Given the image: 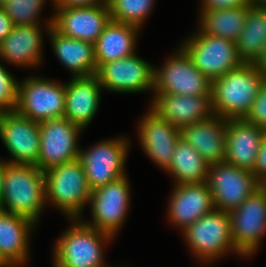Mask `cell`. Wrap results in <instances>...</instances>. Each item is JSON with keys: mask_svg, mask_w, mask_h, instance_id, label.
Segmentation results:
<instances>
[{"mask_svg": "<svg viewBox=\"0 0 266 267\" xmlns=\"http://www.w3.org/2000/svg\"><path fill=\"white\" fill-rule=\"evenodd\" d=\"M265 81V75L253 63H243L213 80V113L226 119L245 118Z\"/></svg>", "mask_w": 266, "mask_h": 267, "instance_id": "obj_1", "label": "cell"}, {"mask_svg": "<svg viewBox=\"0 0 266 267\" xmlns=\"http://www.w3.org/2000/svg\"><path fill=\"white\" fill-rule=\"evenodd\" d=\"M46 204L44 171L36 165L6 162L0 209L38 223Z\"/></svg>", "mask_w": 266, "mask_h": 267, "instance_id": "obj_2", "label": "cell"}, {"mask_svg": "<svg viewBox=\"0 0 266 267\" xmlns=\"http://www.w3.org/2000/svg\"><path fill=\"white\" fill-rule=\"evenodd\" d=\"M46 203L56 205L70 219H80L92 190L79 159L44 172Z\"/></svg>", "mask_w": 266, "mask_h": 267, "instance_id": "obj_3", "label": "cell"}, {"mask_svg": "<svg viewBox=\"0 0 266 267\" xmlns=\"http://www.w3.org/2000/svg\"><path fill=\"white\" fill-rule=\"evenodd\" d=\"M67 229L53 249V267H106L103 246L113 237L87 226L81 219H70Z\"/></svg>", "mask_w": 266, "mask_h": 267, "instance_id": "obj_4", "label": "cell"}, {"mask_svg": "<svg viewBox=\"0 0 266 267\" xmlns=\"http://www.w3.org/2000/svg\"><path fill=\"white\" fill-rule=\"evenodd\" d=\"M194 256L205 264L219 260L225 253L235 252L230 213L218 209L203 215L182 231Z\"/></svg>", "mask_w": 266, "mask_h": 267, "instance_id": "obj_5", "label": "cell"}, {"mask_svg": "<svg viewBox=\"0 0 266 267\" xmlns=\"http://www.w3.org/2000/svg\"><path fill=\"white\" fill-rule=\"evenodd\" d=\"M20 83L15 109L18 114L36 122L64 118L65 83L37 76L25 78Z\"/></svg>", "mask_w": 266, "mask_h": 267, "instance_id": "obj_6", "label": "cell"}, {"mask_svg": "<svg viewBox=\"0 0 266 267\" xmlns=\"http://www.w3.org/2000/svg\"><path fill=\"white\" fill-rule=\"evenodd\" d=\"M198 31L186 39L181 47L193 65L211 82L243 64L236 42Z\"/></svg>", "mask_w": 266, "mask_h": 267, "instance_id": "obj_7", "label": "cell"}, {"mask_svg": "<svg viewBox=\"0 0 266 267\" xmlns=\"http://www.w3.org/2000/svg\"><path fill=\"white\" fill-rule=\"evenodd\" d=\"M130 142L127 138L102 140L88 150L79 152L86 180L91 188L105 186L123 176Z\"/></svg>", "mask_w": 266, "mask_h": 267, "instance_id": "obj_8", "label": "cell"}, {"mask_svg": "<svg viewBox=\"0 0 266 267\" xmlns=\"http://www.w3.org/2000/svg\"><path fill=\"white\" fill-rule=\"evenodd\" d=\"M212 82L194 65L182 47L160 69L154 68L153 92L176 95H211Z\"/></svg>", "mask_w": 266, "mask_h": 267, "instance_id": "obj_9", "label": "cell"}, {"mask_svg": "<svg viewBox=\"0 0 266 267\" xmlns=\"http://www.w3.org/2000/svg\"><path fill=\"white\" fill-rule=\"evenodd\" d=\"M207 184L215 209L226 212L239 207L262 186L251 171L225 162L209 164Z\"/></svg>", "mask_w": 266, "mask_h": 267, "instance_id": "obj_10", "label": "cell"}, {"mask_svg": "<svg viewBox=\"0 0 266 267\" xmlns=\"http://www.w3.org/2000/svg\"><path fill=\"white\" fill-rule=\"evenodd\" d=\"M229 213L235 249L243 257L253 255L266 234V185Z\"/></svg>", "mask_w": 266, "mask_h": 267, "instance_id": "obj_11", "label": "cell"}, {"mask_svg": "<svg viewBox=\"0 0 266 267\" xmlns=\"http://www.w3.org/2000/svg\"><path fill=\"white\" fill-rule=\"evenodd\" d=\"M83 129L67 118L39 122L40 152L36 166L46 171L79 158L78 134Z\"/></svg>", "mask_w": 266, "mask_h": 267, "instance_id": "obj_12", "label": "cell"}, {"mask_svg": "<svg viewBox=\"0 0 266 267\" xmlns=\"http://www.w3.org/2000/svg\"><path fill=\"white\" fill-rule=\"evenodd\" d=\"M126 176L92 191L89 204L93 221L84 220L87 226L108 233L112 237L120 231L130 206V185Z\"/></svg>", "mask_w": 266, "mask_h": 267, "instance_id": "obj_13", "label": "cell"}, {"mask_svg": "<svg viewBox=\"0 0 266 267\" xmlns=\"http://www.w3.org/2000/svg\"><path fill=\"white\" fill-rule=\"evenodd\" d=\"M154 68L136 54L103 63L96 72L103 89L119 93L153 90Z\"/></svg>", "mask_w": 266, "mask_h": 267, "instance_id": "obj_14", "label": "cell"}, {"mask_svg": "<svg viewBox=\"0 0 266 267\" xmlns=\"http://www.w3.org/2000/svg\"><path fill=\"white\" fill-rule=\"evenodd\" d=\"M0 138L12 156L6 162L36 165L40 152L39 122L16 111L0 113Z\"/></svg>", "mask_w": 266, "mask_h": 267, "instance_id": "obj_15", "label": "cell"}, {"mask_svg": "<svg viewBox=\"0 0 266 267\" xmlns=\"http://www.w3.org/2000/svg\"><path fill=\"white\" fill-rule=\"evenodd\" d=\"M52 27L69 38L93 45L111 21L108 4L88 7H54Z\"/></svg>", "mask_w": 266, "mask_h": 267, "instance_id": "obj_16", "label": "cell"}, {"mask_svg": "<svg viewBox=\"0 0 266 267\" xmlns=\"http://www.w3.org/2000/svg\"><path fill=\"white\" fill-rule=\"evenodd\" d=\"M138 132L142 150L165 170L173 158L177 140L180 138V128L150 109L140 120Z\"/></svg>", "mask_w": 266, "mask_h": 267, "instance_id": "obj_17", "label": "cell"}, {"mask_svg": "<svg viewBox=\"0 0 266 267\" xmlns=\"http://www.w3.org/2000/svg\"><path fill=\"white\" fill-rule=\"evenodd\" d=\"M171 194L168 219L181 231L215 209L207 182L176 184Z\"/></svg>", "mask_w": 266, "mask_h": 267, "instance_id": "obj_18", "label": "cell"}, {"mask_svg": "<svg viewBox=\"0 0 266 267\" xmlns=\"http://www.w3.org/2000/svg\"><path fill=\"white\" fill-rule=\"evenodd\" d=\"M154 94L149 108L159 117L164 118L178 128L205 120L214 115L211 95Z\"/></svg>", "mask_w": 266, "mask_h": 267, "instance_id": "obj_19", "label": "cell"}, {"mask_svg": "<svg viewBox=\"0 0 266 267\" xmlns=\"http://www.w3.org/2000/svg\"><path fill=\"white\" fill-rule=\"evenodd\" d=\"M228 119L212 115L180 128V138L191 145L208 164L225 161Z\"/></svg>", "mask_w": 266, "mask_h": 267, "instance_id": "obj_20", "label": "cell"}, {"mask_svg": "<svg viewBox=\"0 0 266 267\" xmlns=\"http://www.w3.org/2000/svg\"><path fill=\"white\" fill-rule=\"evenodd\" d=\"M266 131L242 119H228L225 163L252 171Z\"/></svg>", "mask_w": 266, "mask_h": 267, "instance_id": "obj_21", "label": "cell"}, {"mask_svg": "<svg viewBox=\"0 0 266 267\" xmlns=\"http://www.w3.org/2000/svg\"><path fill=\"white\" fill-rule=\"evenodd\" d=\"M101 89L103 90L96 74L72 77L66 84L64 118L84 130L98 110Z\"/></svg>", "mask_w": 266, "mask_h": 267, "instance_id": "obj_22", "label": "cell"}, {"mask_svg": "<svg viewBox=\"0 0 266 267\" xmlns=\"http://www.w3.org/2000/svg\"><path fill=\"white\" fill-rule=\"evenodd\" d=\"M30 219L0 209V256L10 267H21L28 260Z\"/></svg>", "mask_w": 266, "mask_h": 267, "instance_id": "obj_23", "label": "cell"}, {"mask_svg": "<svg viewBox=\"0 0 266 267\" xmlns=\"http://www.w3.org/2000/svg\"><path fill=\"white\" fill-rule=\"evenodd\" d=\"M46 24L49 39L59 61L73 74V77L96 74L97 66L94 45L75 38L63 36L53 27V17Z\"/></svg>", "mask_w": 266, "mask_h": 267, "instance_id": "obj_24", "label": "cell"}, {"mask_svg": "<svg viewBox=\"0 0 266 267\" xmlns=\"http://www.w3.org/2000/svg\"><path fill=\"white\" fill-rule=\"evenodd\" d=\"M42 31L38 25H14L0 43V58L13 65L35 66L41 63Z\"/></svg>", "mask_w": 266, "mask_h": 267, "instance_id": "obj_25", "label": "cell"}, {"mask_svg": "<svg viewBox=\"0 0 266 267\" xmlns=\"http://www.w3.org/2000/svg\"><path fill=\"white\" fill-rule=\"evenodd\" d=\"M139 28L111 20L94 44L97 69L108 61L135 54Z\"/></svg>", "mask_w": 266, "mask_h": 267, "instance_id": "obj_26", "label": "cell"}, {"mask_svg": "<svg viewBox=\"0 0 266 267\" xmlns=\"http://www.w3.org/2000/svg\"><path fill=\"white\" fill-rule=\"evenodd\" d=\"M209 164L187 142L179 138L171 163L164 170L175 178L176 184L207 182Z\"/></svg>", "mask_w": 266, "mask_h": 267, "instance_id": "obj_27", "label": "cell"}, {"mask_svg": "<svg viewBox=\"0 0 266 267\" xmlns=\"http://www.w3.org/2000/svg\"><path fill=\"white\" fill-rule=\"evenodd\" d=\"M266 43V6H247V17L236 48L243 63H254Z\"/></svg>", "mask_w": 266, "mask_h": 267, "instance_id": "obj_28", "label": "cell"}, {"mask_svg": "<svg viewBox=\"0 0 266 267\" xmlns=\"http://www.w3.org/2000/svg\"><path fill=\"white\" fill-rule=\"evenodd\" d=\"M247 7L224 10H201L200 31L207 35L222 37L236 42L244 28Z\"/></svg>", "mask_w": 266, "mask_h": 267, "instance_id": "obj_29", "label": "cell"}, {"mask_svg": "<svg viewBox=\"0 0 266 267\" xmlns=\"http://www.w3.org/2000/svg\"><path fill=\"white\" fill-rule=\"evenodd\" d=\"M155 0H109L111 20L139 29L153 8Z\"/></svg>", "mask_w": 266, "mask_h": 267, "instance_id": "obj_30", "label": "cell"}, {"mask_svg": "<svg viewBox=\"0 0 266 267\" xmlns=\"http://www.w3.org/2000/svg\"><path fill=\"white\" fill-rule=\"evenodd\" d=\"M46 0H7L2 7L14 25H38Z\"/></svg>", "mask_w": 266, "mask_h": 267, "instance_id": "obj_31", "label": "cell"}, {"mask_svg": "<svg viewBox=\"0 0 266 267\" xmlns=\"http://www.w3.org/2000/svg\"><path fill=\"white\" fill-rule=\"evenodd\" d=\"M18 84L12 74L0 64V113L15 111Z\"/></svg>", "mask_w": 266, "mask_h": 267, "instance_id": "obj_32", "label": "cell"}, {"mask_svg": "<svg viewBox=\"0 0 266 267\" xmlns=\"http://www.w3.org/2000/svg\"><path fill=\"white\" fill-rule=\"evenodd\" d=\"M244 119L266 131V81L261 86L249 113Z\"/></svg>", "mask_w": 266, "mask_h": 267, "instance_id": "obj_33", "label": "cell"}, {"mask_svg": "<svg viewBox=\"0 0 266 267\" xmlns=\"http://www.w3.org/2000/svg\"><path fill=\"white\" fill-rule=\"evenodd\" d=\"M251 172L262 185H266V134L262 139L255 166Z\"/></svg>", "mask_w": 266, "mask_h": 267, "instance_id": "obj_34", "label": "cell"}, {"mask_svg": "<svg viewBox=\"0 0 266 267\" xmlns=\"http://www.w3.org/2000/svg\"><path fill=\"white\" fill-rule=\"evenodd\" d=\"M249 5V0H202L201 10H224Z\"/></svg>", "mask_w": 266, "mask_h": 267, "instance_id": "obj_35", "label": "cell"}, {"mask_svg": "<svg viewBox=\"0 0 266 267\" xmlns=\"http://www.w3.org/2000/svg\"><path fill=\"white\" fill-rule=\"evenodd\" d=\"M54 7H88L108 4L109 0H53Z\"/></svg>", "mask_w": 266, "mask_h": 267, "instance_id": "obj_36", "label": "cell"}, {"mask_svg": "<svg viewBox=\"0 0 266 267\" xmlns=\"http://www.w3.org/2000/svg\"><path fill=\"white\" fill-rule=\"evenodd\" d=\"M13 26L14 24L7 16L4 8L0 6V43L9 35Z\"/></svg>", "mask_w": 266, "mask_h": 267, "instance_id": "obj_37", "label": "cell"}, {"mask_svg": "<svg viewBox=\"0 0 266 267\" xmlns=\"http://www.w3.org/2000/svg\"><path fill=\"white\" fill-rule=\"evenodd\" d=\"M253 65L262 72L266 77V43L264 47L262 48L261 54L256 59V61L253 63Z\"/></svg>", "mask_w": 266, "mask_h": 267, "instance_id": "obj_38", "label": "cell"}, {"mask_svg": "<svg viewBox=\"0 0 266 267\" xmlns=\"http://www.w3.org/2000/svg\"><path fill=\"white\" fill-rule=\"evenodd\" d=\"M6 160L0 159V203L2 200L3 194V182H4V170H5Z\"/></svg>", "mask_w": 266, "mask_h": 267, "instance_id": "obj_39", "label": "cell"}, {"mask_svg": "<svg viewBox=\"0 0 266 267\" xmlns=\"http://www.w3.org/2000/svg\"><path fill=\"white\" fill-rule=\"evenodd\" d=\"M251 5H264L266 6V0H249Z\"/></svg>", "mask_w": 266, "mask_h": 267, "instance_id": "obj_40", "label": "cell"}, {"mask_svg": "<svg viewBox=\"0 0 266 267\" xmlns=\"http://www.w3.org/2000/svg\"><path fill=\"white\" fill-rule=\"evenodd\" d=\"M0 267H10L0 256Z\"/></svg>", "mask_w": 266, "mask_h": 267, "instance_id": "obj_41", "label": "cell"}, {"mask_svg": "<svg viewBox=\"0 0 266 267\" xmlns=\"http://www.w3.org/2000/svg\"><path fill=\"white\" fill-rule=\"evenodd\" d=\"M7 0H0V6H2Z\"/></svg>", "mask_w": 266, "mask_h": 267, "instance_id": "obj_42", "label": "cell"}]
</instances>
